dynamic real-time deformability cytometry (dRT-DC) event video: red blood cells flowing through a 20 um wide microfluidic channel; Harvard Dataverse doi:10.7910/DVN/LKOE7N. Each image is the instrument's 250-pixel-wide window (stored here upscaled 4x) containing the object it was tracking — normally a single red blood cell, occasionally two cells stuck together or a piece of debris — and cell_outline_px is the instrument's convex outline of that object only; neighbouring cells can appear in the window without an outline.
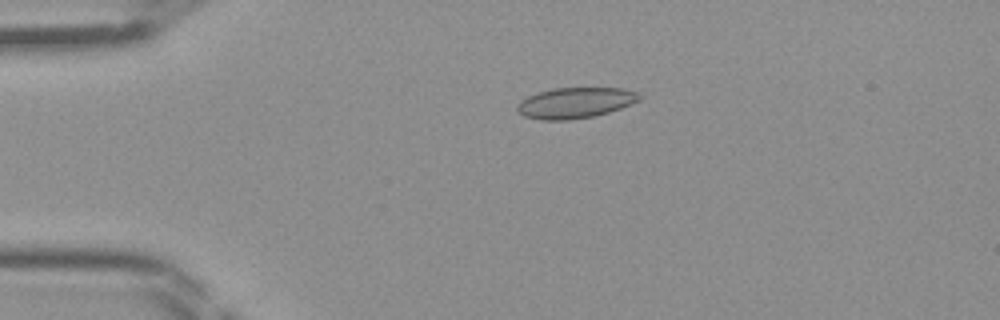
{"species": "Egyptian fruit bat (a non-hibernating species)", "species_latin": "Rousettus aegyptiacus", "temperature_condition": "room temperature", "stored_images_in_passage": 45, "camera_frame_rate_fps": 3000, "um_per_image_px": 0.085, "frame": {"image": 1, "passage_image": 10, "time_ms": 3.0, "image_size_px": [1000, 320], "cell_outline_px": [[644, 96], [640, 100], [620, 108], [608, 112], [592, 116], [568, 120], [540, 120], [524, 116], [516, 108], [516, 104], [520, 100], [536, 92], [552, 88], [624, 88], [636, 92]], "centroid_in_image_um": [48.88, 8.73], "position_along_channel_um": 36.1, "area_um2": 21.96}}
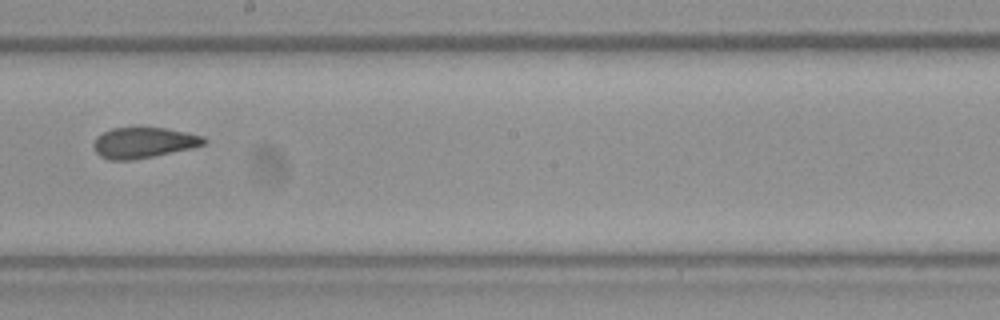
{"frame": {"image": 2, "passage_image": 26, "time_ms": 8.333, "image_size_px": [1000, 320], "cell_outline_px": [[208, 140], [204, 144], [192, 148], [132, 160], [108, 160], [100, 156], [96, 152], [92, 144], [96, 136], [112, 128], [164, 128], [204, 136]], "centroid_in_image_um": [12.18, 12.13], "position_along_channel_um": 236.0, "area_um2": 19.59}}
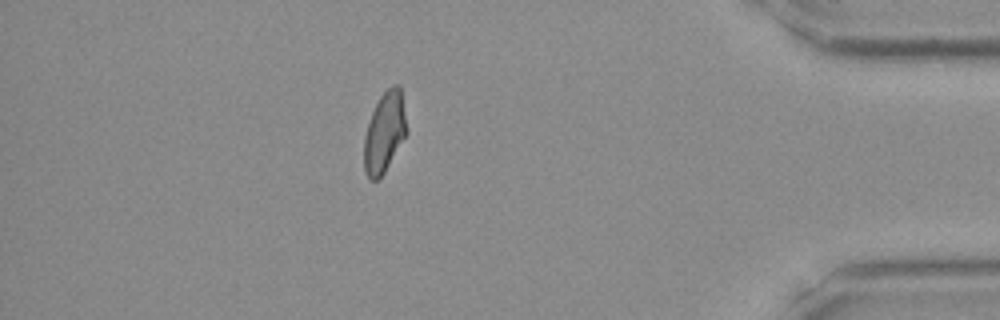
{"frame": {"image": 3, "passage_image": 40, "time_ms": 13.0, "image_size_px": [1000, 320], "cell_outline_px": [[408, 132], [384, 172], [376, 180], [372, 180], [368, 176], [364, 168], [364, 136], [372, 112], [380, 96], [392, 84], [400, 84], [408, 128]], "centroid_in_image_um": [32.71, 11.2], "position_along_channel_um": 402.5, "area_um2": 19.88}}